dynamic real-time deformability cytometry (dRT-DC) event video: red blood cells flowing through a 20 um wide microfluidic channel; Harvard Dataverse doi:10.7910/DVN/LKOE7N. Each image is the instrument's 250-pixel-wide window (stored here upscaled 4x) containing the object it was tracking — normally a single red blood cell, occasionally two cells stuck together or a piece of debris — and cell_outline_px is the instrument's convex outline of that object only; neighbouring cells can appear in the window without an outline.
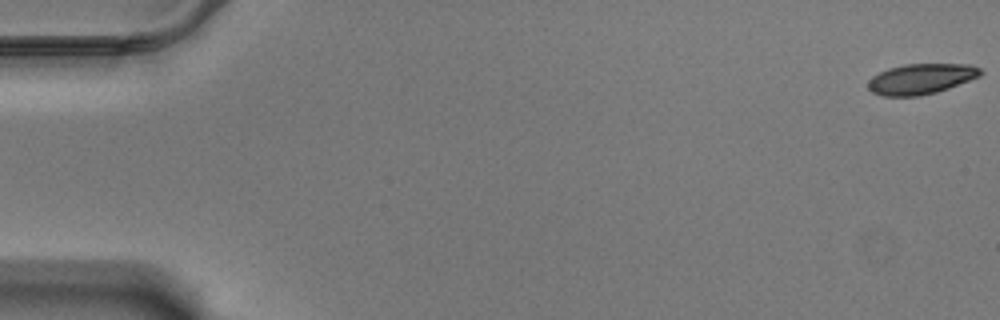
{"species": "Egyptian fruit bat (a non-hibernating species)", "species_latin": "Rousettus aegyptiacus", "temperature_condition": "warm", "stored_images_in_passage": 59, "camera_frame_rate_fps": 3000, "um_per_image_px": 0.085, "animal": {"sex": "male"}, "frame": {"image": 1, "passage_image": 1, "time_ms": 0.0, "image_size_px": [1000, 320], "cell_outline_px": [[984, 72], [980, 76], [948, 88], [936, 92], [920, 96], [884, 96], [872, 92], [868, 88], [868, 80], [872, 76], [888, 68], [904, 64], [972, 64], [980, 68]], "centroid_in_image_um": [78.29, 6.7], "position_along_channel_um": 6.7, "area_um2": 20.0}}
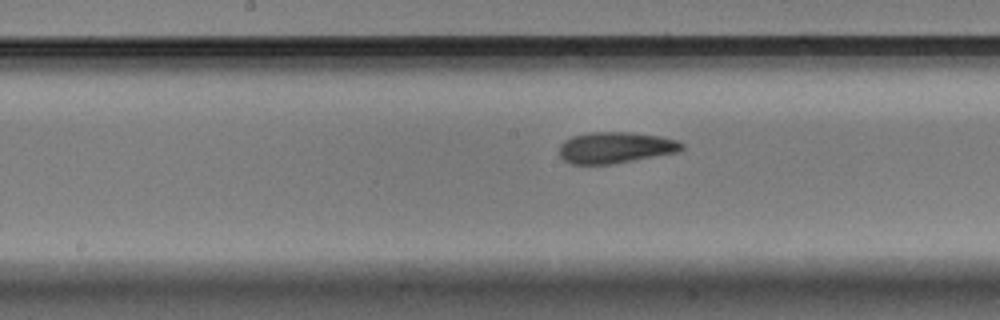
{"frame": {"image": 2, "passage_image": 31, "time_ms": 10.0, "image_size_px": [1000, 320], "cell_outline_px": [[684, 148], [676, 152], [612, 164], [572, 164], [564, 160], [560, 156], [560, 144], [564, 140], [572, 136], [588, 132], [632, 132], [660, 136], [676, 140], [684, 144]], "centroid_in_image_um": [52.29, 12.53], "position_along_channel_um": 195.9, "area_um2": 22.25}}
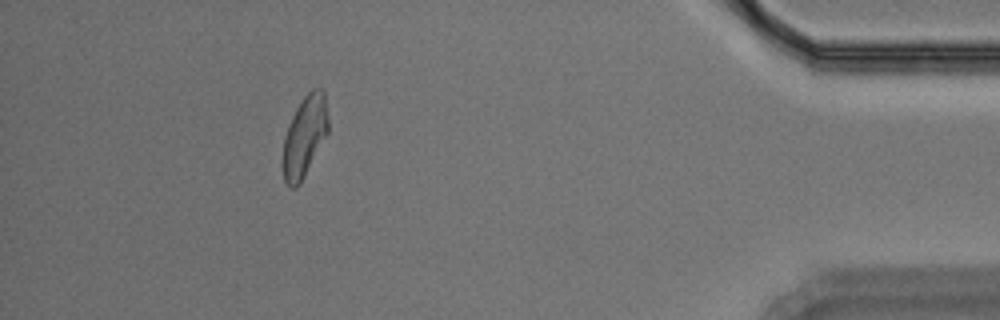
{"frame": {"image": 3, "passage_image": 54, "time_ms": 17.667, "image_size_px": [1000, 320], "cell_outline_px": [[328, 132], [300, 184], [296, 188], [288, 188], [284, 180], [284, 136], [292, 116], [296, 108], [304, 96], [312, 88], [320, 88], [324, 92], [328, 120]], "centroid_in_image_um": [25.9, 11.58], "position_along_channel_um": 409.3, "area_um2": 21.04}, "authors_computed_cell_mechanics": {"area_um2": 21.7328, "velocity_mm_per_s": 3.454, "shape_relaxation_time_tau1_ms": 3.476, "shape_relaxation_time_tau2_ms": 2.26, "deformation_change_tau1": 0.1602, "deformation_change_tau2": 0.0992}}